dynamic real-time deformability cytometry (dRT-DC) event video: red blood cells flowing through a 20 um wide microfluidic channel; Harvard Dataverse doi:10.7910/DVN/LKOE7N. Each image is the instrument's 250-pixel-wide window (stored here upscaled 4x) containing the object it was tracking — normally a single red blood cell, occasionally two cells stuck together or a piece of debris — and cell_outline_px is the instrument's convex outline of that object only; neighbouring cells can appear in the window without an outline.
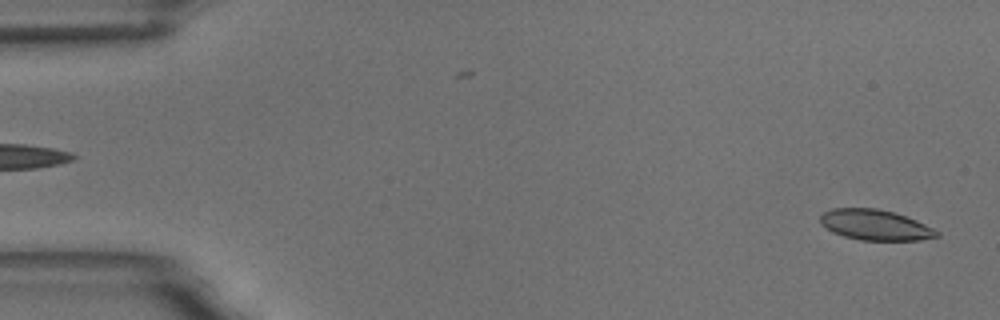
{"species": "common noctule bat (a hibernating species)", "species_latin": "Nyctalus noctula", "temperature_condition": "room temperature", "stored_images_in_passage": 58, "camera_frame_rate_fps": 3000, "um_per_image_px": 0.085, "animal": {"sex": "male", "body_mass_g": 18.8}, "frame": {"image": 1, "passage_image": 2, "time_ms": 0.333, "image_size_px": [1000, 320], "cell_outline_px": [[940, 236], [920, 240], [860, 240], [844, 236], [832, 232], [820, 224], [820, 216], [824, 212], [832, 208], [876, 208], [892, 212], [916, 220], [940, 232]], "centroid_in_image_um": [74.37, 19.12], "position_along_channel_um": 10.6, "area_um2": 20.63}}
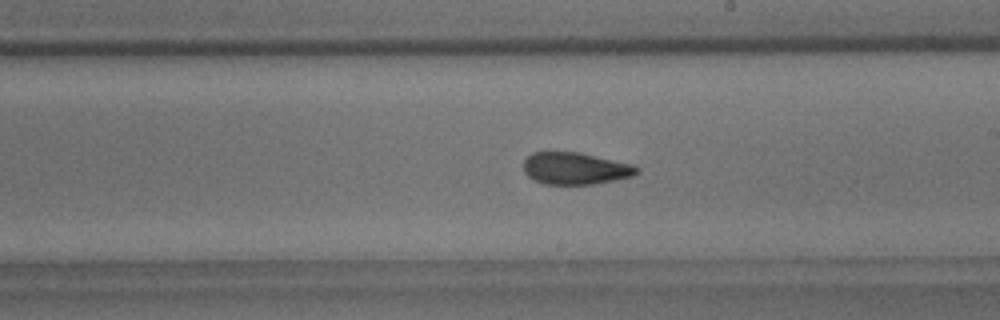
{"frame": {"image": 2, "passage_image": 33, "time_ms": 10.667, "image_size_px": [1000, 320], "cell_outline_px": [[640, 172], [632, 176], [592, 184], [544, 184], [528, 176], [524, 172], [524, 160], [532, 152], [580, 152], [632, 164], [640, 168]], "centroid_in_image_um": [48.91, 14.31], "position_along_channel_um": 240.1, "area_um2": 21.04}}
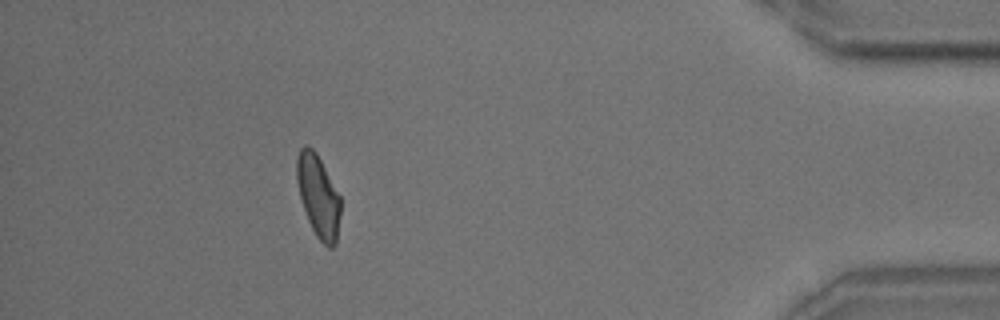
{"frame": {"image": 3, "passage_image": 52, "time_ms": 17.0, "image_size_px": [1000, 320], "cell_outline_px": [[340, 212], [336, 244], [332, 248], [328, 248], [316, 236], [308, 220], [300, 196], [296, 180], [296, 156], [300, 148], [304, 144], [312, 148], [316, 152], [340, 196]], "centroid_in_image_um": [27.04, 16.65], "position_along_channel_um": 408.2, "area_um2": 20.92}, "authors_computed_cell_mechanics": {"area_um2": 21.5883, "velocity_mm_per_s": 3.4844, "shape_relaxation_time_tau1_ms": 7.5747, "shape_relaxation_time_tau2_ms": 1.501, "deformation_change_tau1": 0.17, "deformation_change_tau2": 0.0703}}